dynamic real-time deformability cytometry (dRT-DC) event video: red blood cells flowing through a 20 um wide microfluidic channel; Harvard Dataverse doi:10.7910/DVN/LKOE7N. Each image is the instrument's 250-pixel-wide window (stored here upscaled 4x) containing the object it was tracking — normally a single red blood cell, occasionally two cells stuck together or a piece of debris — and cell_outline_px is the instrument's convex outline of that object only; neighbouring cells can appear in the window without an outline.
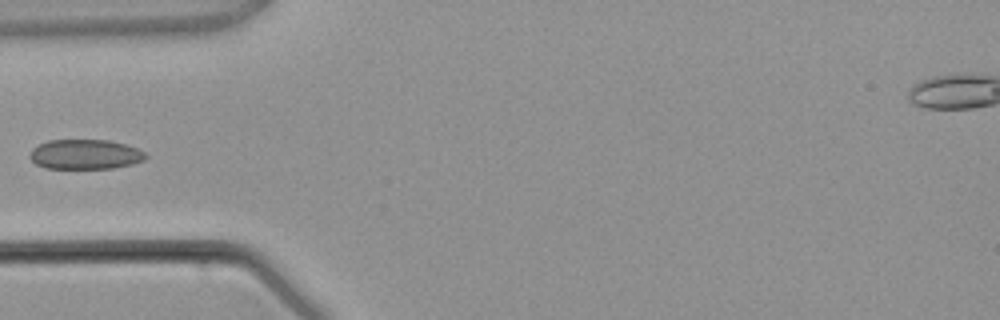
{"species": "common noctule bat (a hibernating species)", "species_latin": "Nyctalus noctula", "temperature_condition": "warm", "stored_images_in_passage": 3, "camera_frame_rate_fps": 3000, "um_per_image_px": 0.085, "animal": {"sex": "male", "body_mass_g": 21.5, "forearm_length_mm": 52.0}, "frame": {"image": 1, "passage_image": 3, "time_ms": 2.333, "image_size_px": [1000, 320], "cell_outline_px": [[148, 156], [144, 160], [132, 164], [112, 168], [44, 168], [36, 164], [28, 156], [32, 148], [48, 140], [108, 140], [124, 144], [136, 148], [144, 152]], "centroid_in_image_um": [7.22, 13.12], "position_along_channel_um": 77.8, "area_um2": 20.06}}